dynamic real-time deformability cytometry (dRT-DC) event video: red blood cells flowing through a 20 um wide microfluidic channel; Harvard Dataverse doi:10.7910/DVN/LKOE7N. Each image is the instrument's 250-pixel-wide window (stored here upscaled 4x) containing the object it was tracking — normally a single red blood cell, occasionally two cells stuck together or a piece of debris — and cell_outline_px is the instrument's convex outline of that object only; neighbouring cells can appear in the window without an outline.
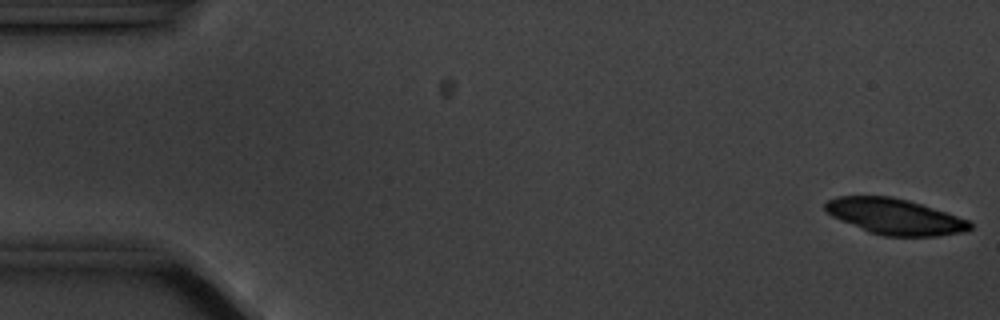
{"species": "common noctule bat (a hibernating species)", "species_latin": "Nyctalus noctula", "temperature_condition": "cold", "stored_images_in_passage": 12, "camera_frame_rate_fps": 3000, "um_per_image_px": 0.085, "animal": {"sex": "male", "body_mass_g": 20.1, "forearm_length_mm": 53.5}, "frame": {"image": 1, "passage_image": 1, "time_ms": 0.0, "image_size_px": [1000, 320], "cell_outline_px": [[972, 228], [968, 232], [936, 236], [884, 236], [868, 232], [840, 220], [832, 216], [824, 208], [824, 204], [828, 200], [840, 196], [892, 196], [908, 200], [968, 220], [972, 224]], "centroid_in_image_um": [76.06, 18.42], "position_along_channel_um": 8.9, "area_um2": 30.06}}